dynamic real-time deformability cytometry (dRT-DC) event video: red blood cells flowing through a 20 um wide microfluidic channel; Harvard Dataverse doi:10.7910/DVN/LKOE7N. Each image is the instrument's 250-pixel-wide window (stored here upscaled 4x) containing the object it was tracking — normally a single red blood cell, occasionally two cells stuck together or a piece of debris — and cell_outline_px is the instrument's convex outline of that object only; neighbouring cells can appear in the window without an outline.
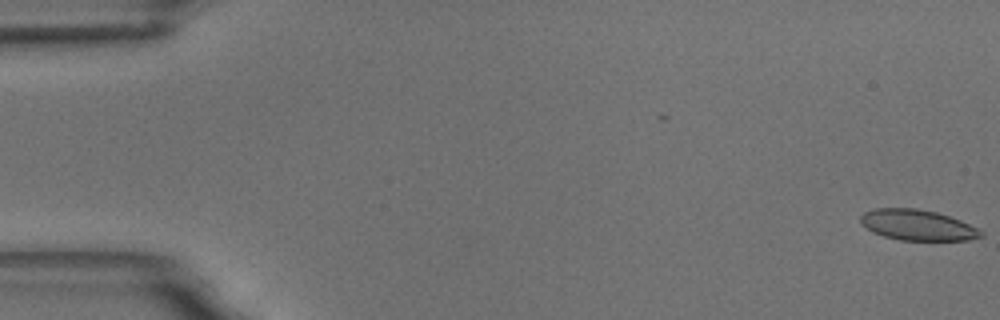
{"species": "common noctule bat (a hibernating species)", "species_latin": "Nyctalus noctula", "temperature_condition": "room temperature", "stored_images_in_passage": 8, "camera_frame_rate_fps": 3000, "um_per_image_px": 0.085, "animal": {"sex": "male", "body_mass_g": 18.8}, "frame": {"image": 1, "passage_image": 1, "time_ms": 0.0, "image_size_px": [1000, 320], "cell_outline_px": [[984, 236], [968, 240], [900, 240], [884, 236], [872, 232], [860, 220], [860, 216], [864, 212], [876, 208], [916, 208], [936, 212], [960, 220], [984, 232]], "centroid_in_image_um": [77.99, 19.13], "position_along_channel_um": 7.0, "area_um2": 21.33}}
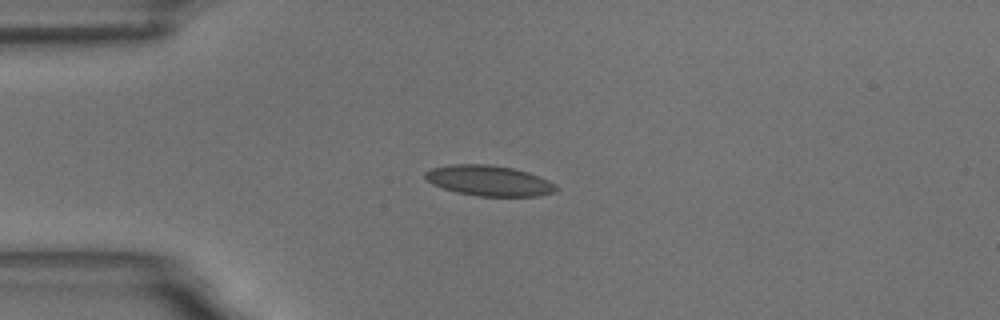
{"frame": {"image": 2, "passage_image": 5, "time_ms": 4.667, "image_size_px": [1000, 320], "cell_outline_px": [[556, 188], [552, 192], [536, 196], [476, 196], [456, 192], [432, 184], [424, 176], [424, 172], [432, 168], [448, 164], [492, 164], [512, 168], [528, 172], [540, 176], [556, 184]], "centroid_in_image_um": [41.54, 15.34], "position_along_channel_um": 43.5, "area_um2": 23.24}}
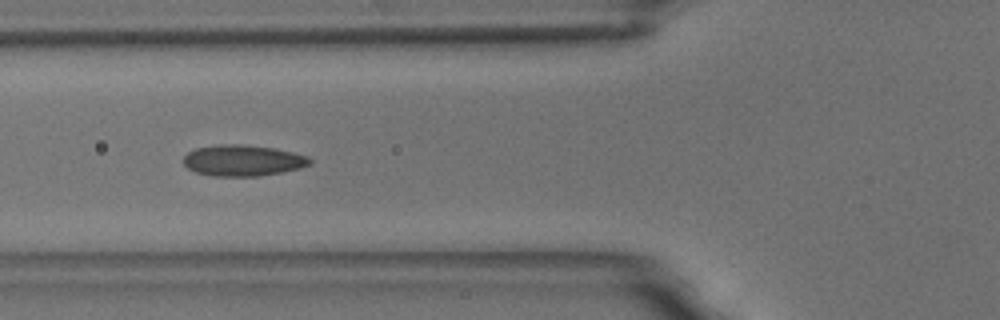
{"frame": {"image": 3, "passage_image": 7, "time_ms": 7.0, "image_size_px": [1000, 320], "cell_outline_px": [[312, 164], [300, 168], [260, 176], [212, 176], [196, 172], [188, 168], [184, 164], [184, 156], [188, 152], [196, 148], [220, 144], [240, 144], [272, 148], [292, 152], [308, 156], [312, 160]], "centroid_in_image_um": [20.65, 13.64], "position_along_channel_um": 105.2, "area_um2": 22.83}}